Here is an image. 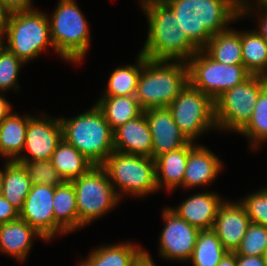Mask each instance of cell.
I'll return each mask as SVG.
<instances>
[{"instance_id":"6da1fadb","label":"cell","mask_w":267,"mask_h":266,"mask_svg":"<svg viewBox=\"0 0 267 266\" xmlns=\"http://www.w3.org/2000/svg\"><path fill=\"white\" fill-rule=\"evenodd\" d=\"M165 3L198 49H203L214 34L243 20L241 0H167Z\"/></svg>"},{"instance_id":"7a4b0ae2","label":"cell","mask_w":267,"mask_h":266,"mask_svg":"<svg viewBox=\"0 0 267 266\" xmlns=\"http://www.w3.org/2000/svg\"><path fill=\"white\" fill-rule=\"evenodd\" d=\"M141 10L148 22V34L140 53L147 59L187 62L199 50L165 2L149 3Z\"/></svg>"},{"instance_id":"3957f363","label":"cell","mask_w":267,"mask_h":266,"mask_svg":"<svg viewBox=\"0 0 267 266\" xmlns=\"http://www.w3.org/2000/svg\"><path fill=\"white\" fill-rule=\"evenodd\" d=\"M188 83L187 62L151 60L144 56L135 97L143 111L168 107Z\"/></svg>"},{"instance_id":"277c9868","label":"cell","mask_w":267,"mask_h":266,"mask_svg":"<svg viewBox=\"0 0 267 266\" xmlns=\"http://www.w3.org/2000/svg\"><path fill=\"white\" fill-rule=\"evenodd\" d=\"M62 138L94 165H102L114 151L113 130L96 105L74 117H60Z\"/></svg>"},{"instance_id":"5b68a950","label":"cell","mask_w":267,"mask_h":266,"mask_svg":"<svg viewBox=\"0 0 267 266\" xmlns=\"http://www.w3.org/2000/svg\"><path fill=\"white\" fill-rule=\"evenodd\" d=\"M56 55L74 65L83 62L91 45L89 23L76 0H58L47 14Z\"/></svg>"},{"instance_id":"8992f818","label":"cell","mask_w":267,"mask_h":266,"mask_svg":"<svg viewBox=\"0 0 267 266\" xmlns=\"http://www.w3.org/2000/svg\"><path fill=\"white\" fill-rule=\"evenodd\" d=\"M3 37L4 46L25 64L38 58L49 47L55 51L47 13L36 7L7 14Z\"/></svg>"},{"instance_id":"52a82bcc","label":"cell","mask_w":267,"mask_h":266,"mask_svg":"<svg viewBox=\"0 0 267 266\" xmlns=\"http://www.w3.org/2000/svg\"><path fill=\"white\" fill-rule=\"evenodd\" d=\"M101 166L107 172L120 200L126 195L142 198L159 192L156 163L152 157L114 150Z\"/></svg>"},{"instance_id":"ba28073f","label":"cell","mask_w":267,"mask_h":266,"mask_svg":"<svg viewBox=\"0 0 267 266\" xmlns=\"http://www.w3.org/2000/svg\"><path fill=\"white\" fill-rule=\"evenodd\" d=\"M71 182L76 193L79 230L117 208L121 201L101 165H95Z\"/></svg>"},{"instance_id":"9c48e42d","label":"cell","mask_w":267,"mask_h":266,"mask_svg":"<svg viewBox=\"0 0 267 266\" xmlns=\"http://www.w3.org/2000/svg\"><path fill=\"white\" fill-rule=\"evenodd\" d=\"M265 76L250 75L238 86L226 90L214 100L217 130L238 133L250 120L261 90L266 86Z\"/></svg>"},{"instance_id":"30bf717a","label":"cell","mask_w":267,"mask_h":266,"mask_svg":"<svg viewBox=\"0 0 267 266\" xmlns=\"http://www.w3.org/2000/svg\"><path fill=\"white\" fill-rule=\"evenodd\" d=\"M189 84L213 100L223 92L238 86L251 74L243 64L225 65L199 49L187 61Z\"/></svg>"},{"instance_id":"8fae6325","label":"cell","mask_w":267,"mask_h":266,"mask_svg":"<svg viewBox=\"0 0 267 266\" xmlns=\"http://www.w3.org/2000/svg\"><path fill=\"white\" fill-rule=\"evenodd\" d=\"M168 108L174 122L189 141L196 143L203 134L217 130L214 100L189 83Z\"/></svg>"},{"instance_id":"7c38bea8","label":"cell","mask_w":267,"mask_h":266,"mask_svg":"<svg viewBox=\"0 0 267 266\" xmlns=\"http://www.w3.org/2000/svg\"><path fill=\"white\" fill-rule=\"evenodd\" d=\"M161 216L164 226L159 234V257L187 263L193 254L200 230L180 218L168 206L162 208Z\"/></svg>"},{"instance_id":"4fadbf2b","label":"cell","mask_w":267,"mask_h":266,"mask_svg":"<svg viewBox=\"0 0 267 266\" xmlns=\"http://www.w3.org/2000/svg\"><path fill=\"white\" fill-rule=\"evenodd\" d=\"M54 194L55 186L32 185L20 211V219L41 234L46 242H51L60 234H68L54 219Z\"/></svg>"},{"instance_id":"5bb4252c","label":"cell","mask_w":267,"mask_h":266,"mask_svg":"<svg viewBox=\"0 0 267 266\" xmlns=\"http://www.w3.org/2000/svg\"><path fill=\"white\" fill-rule=\"evenodd\" d=\"M39 115H33L29 119L24 149L16 161L51 159L57 145L63 139L60 117Z\"/></svg>"},{"instance_id":"9a60e30c","label":"cell","mask_w":267,"mask_h":266,"mask_svg":"<svg viewBox=\"0 0 267 266\" xmlns=\"http://www.w3.org/2000/svg\"><path fill=\"white\" fill-rule=\"evenodd\" d=\"M152 135V158L178 150L190 141L174 122L168 107L151 108L144 111Z\"/></svg>"},{"instance_id":"2e32d148","label":"cell","mask_w":267,"mask_h":266,"mask_svg":"<svg viewBox=\"0 0 267 266\" xmlns=\"http://www.w3.org/2000/svg\"><path fill=\"white\" fill-rule=\"evenodd\" d=\"M224 162L204 145L189 142L182 188L186 191L211 184L222 173Z\"/></svg>"},{"instance_id":"e0dca14e","label":"cell","mask_w":267,"mask_h":266,"mask_svg":"<svg viewBox=\"0 0 267 266\" xmlns=\"http://www.w3.org/2000/svg\"><path fill=\"white\" fill-rule=\"evenodd\" d=\"M251 220L238 200H225L220 206L212 230L223 247L234 253L244 237Z\"/></svg>"},{"instance_id":"ac0fdd59","label":"cell","mask_w":267,"mask_h":266,"mask_svg":"<svg viewBox=\"0 0 267 266\" xmlns=\"http://www.w3.org/2000/svg\"><path fill=\"white\" fill-rule=\"evenodd\" d=\"M226 199L217 192H199L185 198L178 206L169 207L180 218L199 230L213 228L218 210Z\"/></svg>"},{"instance_id":"d6986e66","label":"cell","mask_w":267,"mask_h":266,"mask_svg":"<svg viewBox=\"0 0 267 266\" xmlns=\"http://www.w3.org/2000/svg\"><path fill=\"white\" fill-rule=\"evenodd\" d=\"M114 150L152 157V135L144 111L113 131Z\"/></svg>"},{"instance_id":"ffe728a7","label":"cell","mask_w":267,"mask_h":266,"mask_svg":"<svg viewBox=\"0 0 267 266\" xmlns=\"http://www.w3.org/2000/svg\"><path fill=\"white\" fill-rule=\"evenodd\" d=\"M34 238L46 241L27 222L18 219L0 224V252L18 262H25L33 246Z\"/></svg>"},{"instance_id":"44dd1931","label":"cell","mask_w":267,"mask_h":266,"mask_svg":"<svg viewBox=\"0 0 267 266\" xmlns=\"http://www.w3.org/2000/svg\"><path fill=\"white\" fill-rule=\"evenodd\" d=\"M144 250L145 248L132 241L102 244L92 248L90 254L82 259L78 266H131Z\"/></svg>"},{"instance_id":"7402d4cb","label":"cell","mask_w":267,"mask_h":266,"mask_svg":"<svg viewBox=\"0 0 267 266\" xmlns=\"http://www.w3.org/2000/svg\"><path fill=\"white\" fill-rule=\"evenodd\" d=\"M189 154V143L178 150L170 151L155 159L156 182L159 192L164 188L174 192L182 186L186 162Z\"/></svg>"},{"instance_id":"603a6c76","label":"cell","mask_w":267,"mask_h":266,"mask_svg":"<svg viewBox=\"0 0 267 266\" xmlns=\"http://www.w3.org/2000/svg\"><path fill=\"white\" fill-rule=\"evenodd\" d=\"M33 115L11 112L0 122V156L6 161L17 160L24 149L29 119Z\"/></svg>"},{"instance_id":"cb8c5ba5","label":"cell","mask_w":267,"mask_h":266,"mask_svg":"<svg viewBox=\"0 0 267 266\" xmlns=\"http://www.w3.org/2000/svg\"><path fill=\"white\" fill-rule=\"evenodd\" d=\"M203 50L219 63L243 64L241 31L229 27L225 31L214 34Z\"/></svg>"},{"instance_id":"d4e9b609","label":"cell","mask_w":267,"mask_h":266,"mask_svg":"<svg viewBox=\"0 0 267 266\" xmlns=\"http://www.w3.org/2000/svg\"><path fill=\"white\" fill-rule=\"evenodd\" d=\"M95 105L113 131L143 112L135 95L100 97Z\"/></svg>"},{"instance_id":"484cf974","label":"cell","mask_w":267,"mask_h":266,"mask_svg":"<svg viewBox=\"0 0 267 266\" xmlns=\"http://www.w3.org/2000/svg\"><path fill=\"white\" fill-rule=\"evenodd\" d=\"M3 197L19 211L31 189V181L24 165L20 162H3Z\"/></svg>"},{"instance_id":"4316f807","label":"cell","mask_w":267,"mask_h":266,"mask_svg":"<svg viewBox=\"0 0 267 266\" xmlns=\"http://www.w3.org/2000/svg\"><path fill=\"white\" fill-rule=\"evenodd\" d=\"M51 163L65 181L80 177L95 166L64 139L59 142L52 154Z\"/></svg>"},{"instance_id":"83f0119b","label":"cell","mask_w":267,"mask_h":266,"mask_svg":"<svg viewBox=\"0 0 267 266\" xmlns=\"http://www.w3.org/2000/svg\"><path fill=\"white\" fill-rule=\"evenodd\" d=\"M135 62V64H123L112 70L101 97L136 94L140 72L144 66V55L139 52Z\"/></svg>"},{"instance_id":"f1b7e54d","label":"cell","mask_w":267,"mask_h":266,"mask_svg":"<svg viewBox=\"0 0 267 266\" xmlns=\"http://www.w3.org/2000/svg\"><path fill=\"white\" fill-rule=\"evenodd\" d=\"M52 201L55 221L69 234L78 230V208L72 182L55 186Z\"/></svg>"},{"instance_id":"f546056e","label":"cell","mask_w":267,"mask_h":266,"mask_svg":"<svg viewBox=\"0 0 267 266\" xmlns=\"http://www.w3.org/2000/svg\"><path fill=\"white\" fill-rule=\"evenodd\" d=\"M243 65L251 75L267 76V42L255 31H241Z\"/></svg>"},{"instance_id":"4dcf8cb0","label":"cell","mask_w":267,"mask_h":266,"mask_svg":"<svg viewBox=\"0 0 267 266\" xmlns=\"http://www.w3.org/2000/svg\"><path fill=\"white\" fill-rule=\"evenodd\" d=\"M237 134L248 139L249 148L254 151L267 142V85L258 96L250 120Z\"/></svg>"},{"instance_id":"1f68e13d","label":"cell","mask_w":267,"mask_h":266,"mask_svg":"<svg viewBox=\"0 0 267 266\" xmlns=\"http://www.w3.org/2000/svg\"><path fill=\"white\" fill-rule=\"evenodd\" d=\"M227 253L212 229L200 230L188 263L192 266H217Z\"/></svg>"},{"instance_id":"d6a6232c","label":"cell","mask_w":267,"mask_h":266,"mask_svg":"<svg viewBox=\"0 0 267 266\" xmlns=\"http://www.w3.org/2000/svg\"><path fill=\"white\" fill-rule=\"evenodd\" d=\"M23 65L25 63L3 45L0 49V92L20 89L18 77Z\"/></svg>"},{"instance_id":"836d02e7","label":"cell","mask_w":267,"mask_h":266,"mask_svg":"<svg viewBox=\"0 0 267 266\" xmlns=\"http://www.w3.org/2000/svg\"><path fill=\"white\" fill-rule=\"evenodd\" d=\"M24 165L32 185H62L65 180L51 163V159L38 161H17Z\"/></svg>"},{"instance_id":"e575fe53","label":"cell","mask_w":267,"mask_h":266,"mask_svg":"<svg viewBox=\"0 0 267 266\" xmlns=\"http://www.w3.org/2000/svg\"><path fill=\"white\" fill-rule=\"evenodd\" d=\"M267 248V228L251 223L234 252L240 256H263Z\"/></svg>"},{"instance_id":"d590c367","label":"cell","mask_w":267,"mask_h":266,"mask_svg":"<svg viewBox=\"0 0 267 266\" xmlns=\"http://www.w3.org/2000/svg\"><path fill=\"white\" fill-rule=\"evenodd\" d=\"M243 197L238 201L245 208L251 223L267 228V186Z\"/></svg>"},{"instance_id":"8d00e7d4","label":"cell","mask_w":267,"mask_h":266,"mask_svg":"<svg viewBox=\"0 0 267 266\" xmlns=\"http://www.w3.org/2000/svg\"><path fill=\"white\" fill-rule=\"evenodd\" d=\"M255 15L257 16L255 20H258L255 31L267 42V8L254 4L253 0H241V17Z\"/></svg>"},{"instance_id":"74e56055","label":"cell","mask_w":267,"mask_h":266,"mask_svg":"<svg viewBox=\"0 0 267 266\" xmlns=\"http://www.w3.org/2000/svg\"><path fill=\"white\" fill-rule=\"evenodd\" d=\"M20 219V211L11 205L3 196L0 197V224Z\"/></svg>"},{"instance_id":"f35d334b","label":"cell","mask_w":267,"mask_h":266,"mask_svg":"<svg viewBox=\"0 0 267 266\" xmlns=\"http://www.w3.org/2000/svg\"><path fill=\"white\" fill-rule=\"evenodd\" d=\"M33 2V0H0V5L9 14L34 9Z\"/></svg>"},{"instance_id":"ab89813d","label":"cell","mask_w":267,"mask_h":266,"mask_svg":"<svg viewBox=\"0 0 267 266\" xmlns=\"http://www.w3.org/2000/svg\"><path fill=\"white\" fill-rule=\"evenodd\" d=\"M237 266H266L263 256H240L236 254Z\"/></svg>"},{"instance_id":"60d3db41","label":"cell","mask_w":267,"mask_h":266,"mask_svg":"<svg viewBox=\"0 0 267 266\" xmlns=\"http://www.w3.org/2000/svg\"><path fill=\"white\" fill-rule=\"evenodd\" d=\"M131 266H156L152 255L146 249L135 259Z\"/></svg>"},{"instance_id":"b9f144b4","label":"cell","mask_w":267,"mask_h":266,"mask_svg":"<svg viewBox=\"0 0 267 266\" xmlns=\"http://www.w3.org/2000/svg\"><path fill=\"white\" fill-rule=\"evenodd\" d=\"M4 94L5 93L2 94V92H0V122L13 111L12 104L7 100Z\"/></svg>"},{"instance_id":"7bdbcfd3","label":"cell","mask_w":267,"mask_h":266,"mask_svg":"<svg viewBox=\"0 0 267 266\" xmlns=\"http://www.w3.org/2000/svg\"><path fill=\"white\" fill-rule=\"evenodd\" d=\"M217 266H237L236 254L228 252Z\"/></svg>"},{"instance_id":"ee69618b","label":"cell","mask_w":267,"mask_h":266,"mask_svg":"<svg viewBox=\"0 0 267 266\" xmlns=\"http://www.w3.org/2000/svg\"><path fill=\"white\" fill-rule=\"evenodd\" d=\"M7 13L2 9L0 5V29H3Z\"/></svg>"},{"instance_id":"f6af8a7d","label":"cell","mask_w":267,"mask_h":266,"mask_svg":"<svg viewBox=\"0 0 267 266\" xmlns=\"http://www.w3.org/2000/svg\"><path fill=\"white\" fill-rule=\"evenodd\" d=\"M167 0H140V8H142L143 6L149 4V3H156V2H165Z\"/></svg>"},{"instance_id":"bcb514c9","label":"cell","mask_w":267,"mask_h":266,"mask_svg":"<svg viewBox=\"0 0 267 266\" xmlns=\"http://www.w3.org/2000/svg\"><path fill=\"white\" fill-rule=\"evenodd\" d=\"M3 196V169L0 168V197Z\"/></svg>"},{"instance_id":"7dc6e473","label":"cell","mask_w":267,"mask_h":266,"mask_svg":"<svg viewBox=\"0 0 267 266\" xmlns=\"http://www.w3.org/2000/svg\"><path fill=\"white\" fill-rule=\"evenodd\" d=\"M254 3L267 8V0H256Z\"/></svg>"},{"instance_id":"c3c4849f","label":"cell","mask_w":267,"mask_h":266,"mask_svg":"<svg viewBox=\"0 0 267 266\" xmlns=\"http://www.w3.org/2000/svg\"><path fill=\"white\" fill-rule=\"evenodd\" d=\"M4 45L3 29H0V49Z\"/></svg>"},{"instance_id":"681fc988","label":"cell","mask_w":267,"mask_h":266,"mask_svg":"<svg viewBox=\"0 0 267 266\" xmlns=\"http://www.w3.org/2000/svg\"><path fill=\"white\" fill-rule=\"evenodd\" d=\"M263 258H264V261H265L266 266H267V248H266V250L264 252Z\"/></svg>"}]
</instances>
